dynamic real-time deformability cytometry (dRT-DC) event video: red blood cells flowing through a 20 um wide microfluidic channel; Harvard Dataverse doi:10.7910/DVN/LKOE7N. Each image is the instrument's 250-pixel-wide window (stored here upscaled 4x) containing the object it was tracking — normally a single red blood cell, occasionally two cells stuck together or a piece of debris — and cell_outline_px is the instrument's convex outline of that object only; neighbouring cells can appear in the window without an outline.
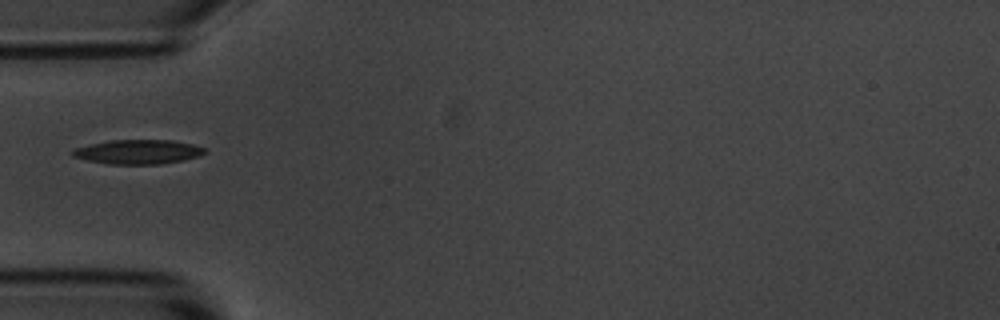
{"species": "common noctule bat (a hibernating species)", "species_latin": "Nyctalus noctula", "temperature_condition": "room temperature", "stored_images_in_passage": 2, "camera_frame_rate_fps": 3000, "um_per_image_px": 0.085, "animal": {"sex": "male", "body_mass_g": 20.1, "forearm_length_mm": 53.5}, "frame": {"image": 1, "passage_image": 2, "time_ms": 1.0, "image_size_px": [1000, 320], "cell_outline_px": [[204, 152], [200, 156], [184, 160], [160, 164], [108, 164], [88, 160], [72, 156], [68, 152], [76, 148], [92, 144], [112, 140], [172, 140], [192, 144], [204, 148]], "centroid_in_image_um": [11.72, 12.91], "position_along_channel_um": 73.3, "area_um2": 18.61}}